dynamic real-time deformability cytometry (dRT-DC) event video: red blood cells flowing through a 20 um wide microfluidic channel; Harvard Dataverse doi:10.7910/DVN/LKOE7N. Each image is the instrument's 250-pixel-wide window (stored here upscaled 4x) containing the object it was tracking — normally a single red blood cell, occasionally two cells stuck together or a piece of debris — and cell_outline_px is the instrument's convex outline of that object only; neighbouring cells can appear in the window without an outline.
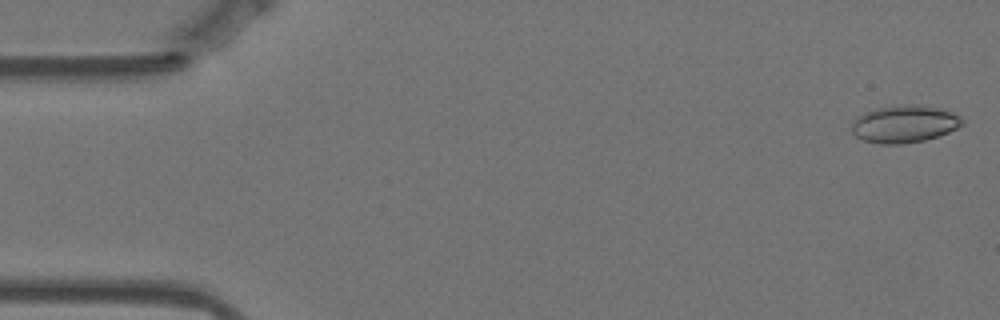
{"species": "Egyptian fruit bat (a non-hibernating species)", "species_latin": "Rousettus aegyptiacus", "temperature_condition": "warm", "stored_images_in_passage": 57, "camera_frame_rate_fps": 3000, "um_per_image_px": 0.085, "animal": {"sex": "female"}, "frame": {"image": 1, "passage_image": 1, "time_ms": 0.0, "image_size_px": [1000, 320], "cell_outline_px": [[964, 124], [948, 132], [924, 140], [900, 144], [880, 144], [864, 140], [856, 136], [852, 132], [852, 124], [856, 116], [864, 112], [876, 108], [900, 104], [912, 104], [936, 108], [952, 112], [960, 116], [964, 120]], "centroid_in_image_um": [76.85, 10.53], "position_along_channel_um": 8.2, "area_um2": 23.99}}
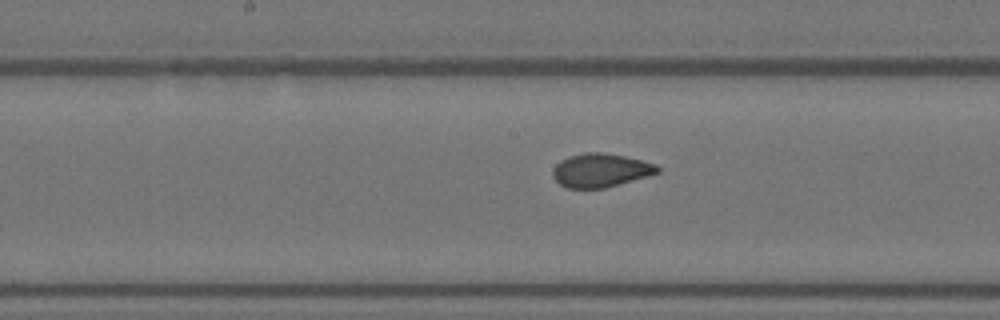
{"frame": {"image": 2, "passage_image": 28, "time_ms": 9.0, "image_size_px": [1000, 320], "cell_outline_px": [[660, 172], [648, 176], [604, 188], [568, 188], [560, 184], [552, 176], [552, 168], [560, 160], [568, 156], [584, 152], [600, 152], [624, 156], [656, 164], [660, 168]], "centroid_in_image_um": [51.02, 14.47], "position_along_channel_um": 197.2, "area_um2": 20.52}}
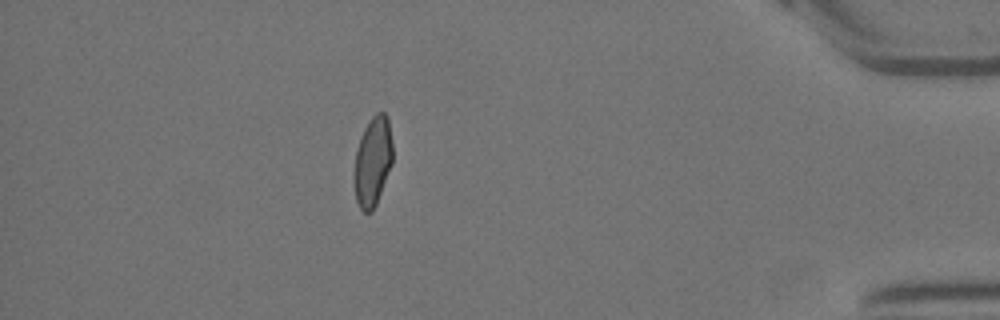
{"frame": {"image": 3, "passage_image": 50, "time_ms": 16.333, "image_size_px": [1000, 320], "cell_outline_px": [[392, 164], [376, 204], [372, 212], [364, 212], [360, 208], [356, 200], [352, 180], [352, 176], [356, 152], [364, 128], [368, 120], [376, 112], [384, 112], [388, 116], [392, 144]], "centroid_in_image_um": [31.66, 13.73], "position_along_channel_um": 403.5, "area_um2": 20.35}, "authors_computed_cell_mechanics": {"area_um2": 20.7502, "velocity_mm_per_s": 3.507, "shape_relaxation_time_tau1_ms": null, "shape_relaxation_time_tau2_ms": 0.7774, "deformation_change_tau1": null, "deformation_change_tau2": 0.0524}}